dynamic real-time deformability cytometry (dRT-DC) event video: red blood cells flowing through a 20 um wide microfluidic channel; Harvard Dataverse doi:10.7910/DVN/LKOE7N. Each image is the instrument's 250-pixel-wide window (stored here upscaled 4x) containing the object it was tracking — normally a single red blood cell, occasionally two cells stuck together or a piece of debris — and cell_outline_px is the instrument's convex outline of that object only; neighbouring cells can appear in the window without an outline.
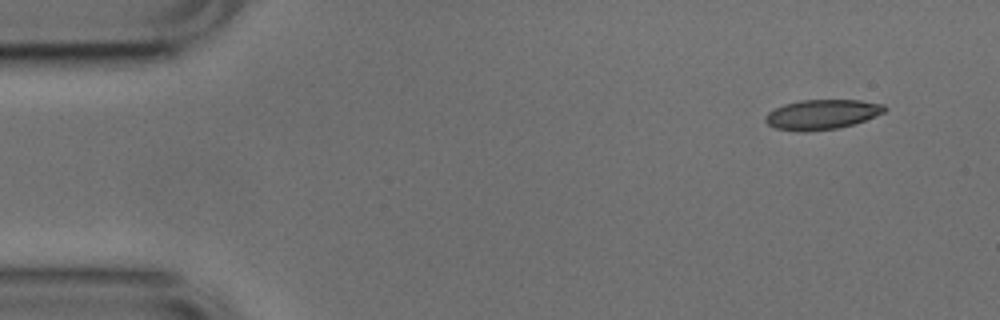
{"species": "common noctule bat (a hibernating species)", "species_latin": "Nyctalus noctula", "temperature_condition": "cold", "stored_images_in_passage": 5, "segment_of_instrument_passage": [2, 2], "camera_frame_rate_fps": 3000, "um_per_image_px": 0.085, "animal": {"sex": "male", "body_mass_g": 17.9, "forearm_length_mm": 54.2}, "frame": {"image": 1, "passage_image": 5, "time_ms": 1.333, "image_size_px": [1000, 320], "cell_outline_px": [[888, 108], [884, 112], [876, 116], [852, 124], [836, 128], [804, 132], [800, 132], [776, 128], [768, 124], [764, 120], [764, 116], [768, 112], [784, 104], [800, 100], [860, 100], [884, 104]], "centroid_in_image_um": [69.86, 9.72], "position_along_channel_um": 15.1, "area_um2": 20.69}}